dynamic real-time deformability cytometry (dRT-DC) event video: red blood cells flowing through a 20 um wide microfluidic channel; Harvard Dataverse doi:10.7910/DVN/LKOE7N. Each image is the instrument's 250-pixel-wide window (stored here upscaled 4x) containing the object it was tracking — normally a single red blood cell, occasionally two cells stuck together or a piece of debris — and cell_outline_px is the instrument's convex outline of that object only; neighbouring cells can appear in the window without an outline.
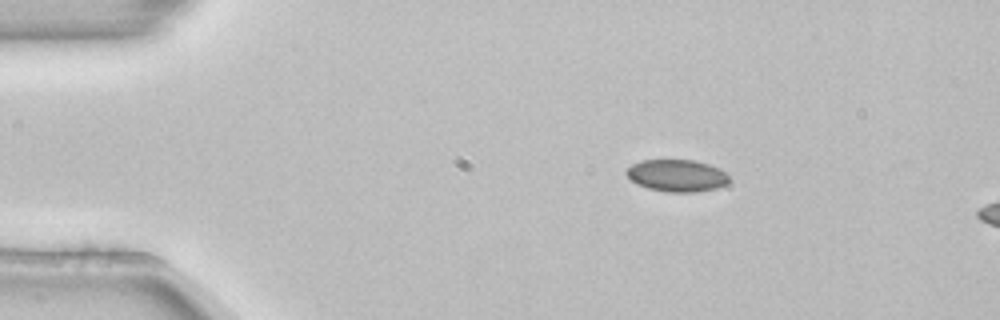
{"species": "common noctule bat (a hibernating species)", "species_latin": "Nyctalus noctula", "temperature_condition": "room temperature", "stored_images_in_passage": 3, "camera_frame_rate_fps": 3000, "um_per_image_px": 0.085, "animal": {"sex": "female", "body_mass_g": 22.7, "forearm_length_mm": 54.2}, "frame": {"image": 1, "passage_image": 1, "time_ms": 0.0, "image_size_px": [1000, 320], "cell_outline_px": [[728, 184], [716, 188], [696, 192], [668, 192], [648, 188], [636, 184], [624, 172], [632, 164], [640, 160], [696, 160], [720, 168], [728, 176]], "centroid_in_image_um": [57.53, 14.92], "position_along_channel_um": 27.5, "area_um2": 19.25}}